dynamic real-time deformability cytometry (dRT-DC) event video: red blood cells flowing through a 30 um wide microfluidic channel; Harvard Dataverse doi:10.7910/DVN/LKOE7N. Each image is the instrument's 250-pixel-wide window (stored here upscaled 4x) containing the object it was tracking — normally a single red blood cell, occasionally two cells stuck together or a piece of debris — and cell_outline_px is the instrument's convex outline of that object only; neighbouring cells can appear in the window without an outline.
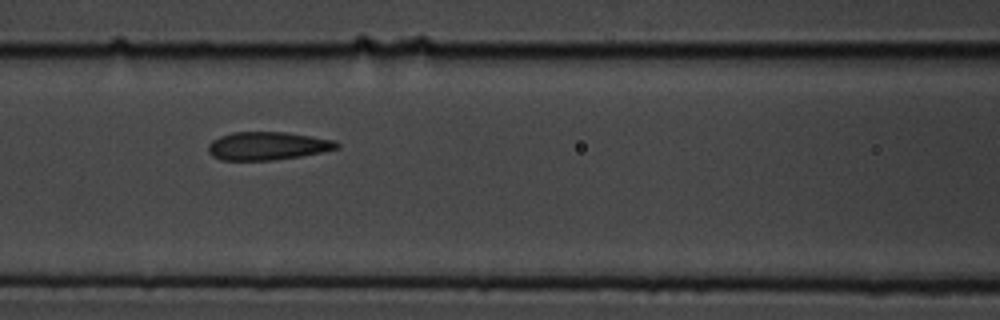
{"species": "common noctule bat (a hibernating species)", "species_latin": "Nyctalus noctula", "temperature_condition": "cold", "stored_images_in_passage": 7, "camera_frame_rate_fps": 3000, "um_per_image_px": 0.085, "animal": {"sex": "male", "body_mass_g": 19.5, "forearm_length_mm": 54.6}, "frame": {"image": 1, "passage_image": 4, "time_ms": 1.0, "image_size_px": [1000, 320], "cell_outline_px": [[340, 148], [324, 152], [300, 156], [272, 160], [220, 160], [212, 156], [208, 152], [208, 144], [212, 140], [220, 136], [232, 132], [284, 132], [312, 136], [336, 140], [340, 144]], "centroid_in_image_um": [22.76, 12.4], "position_along_channel_um": 143.8, "area_um2": 21.27}}
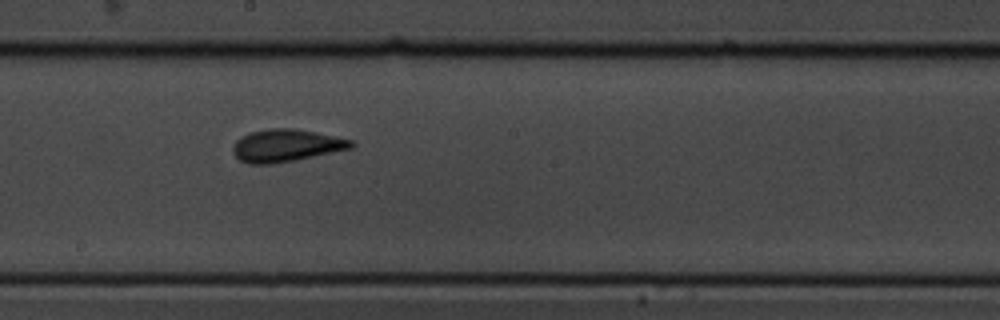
{"frame": {"image": 2, "passage_image": 6, "time_ms": 1.667, "image_size_px": [1000, 320], "cell_outline_px": [[356, 144], [352, 148], [296, 160], [272, 164], [248, 164], [240, 160], [232, 152], [232, 148], [236, 140], [240, 136], [248, 132], [268, 128], [296, 128], [352, 140]], "centroid_in_image_um": [24.28, 12.36], "position_along_channel_um": 223.9, "area_um2": 22.54}}
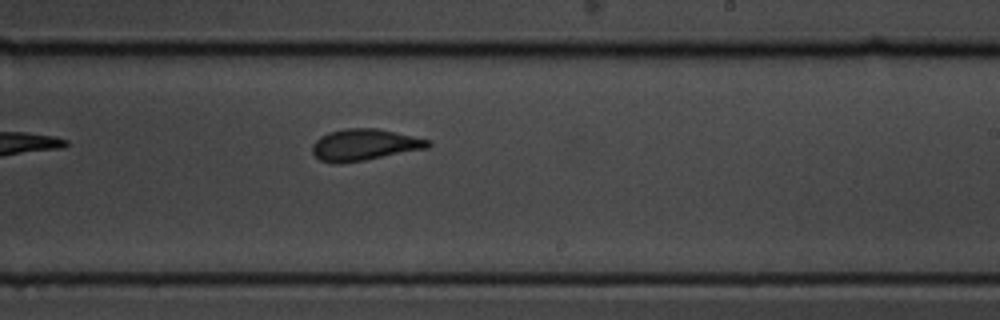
{"frame": {"image": 3, "passage_image": 7, "time_ms": 2.0, "image_size_px": [1000, 320], "cell_outline_px": [[432, 144], [428, 148], [364, 160], [340, 164], [320, 160], [312, 152], [312, 144], [320, 136], [328, 132], [344, 128], [376, 128], [432, 140]], "centroid_in_image_um": [30.98, 12.3], "position_along_channel_um": 258.0, "area_um2": 21.27}}